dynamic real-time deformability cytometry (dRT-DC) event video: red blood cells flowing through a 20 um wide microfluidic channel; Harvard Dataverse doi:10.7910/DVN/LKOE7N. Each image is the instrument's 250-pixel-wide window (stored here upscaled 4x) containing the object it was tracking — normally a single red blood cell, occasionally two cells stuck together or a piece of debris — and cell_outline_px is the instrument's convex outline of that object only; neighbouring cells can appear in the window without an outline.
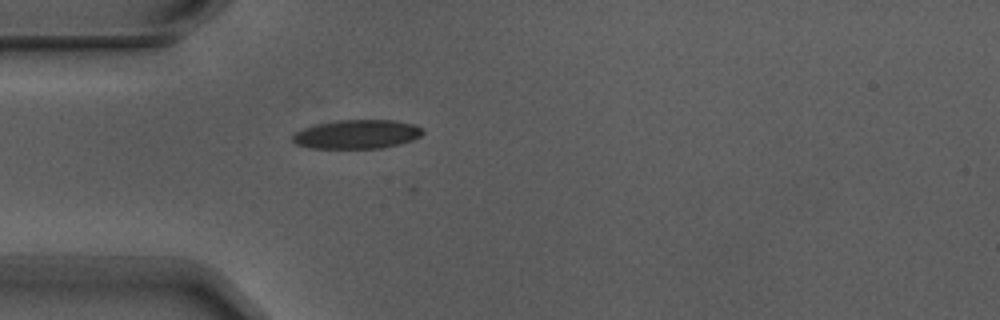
{"species": "Egyptian fruit bat (a non-hibernating species)", "species_latin": "Rousettus aegyptiacus", "temperature_condition": "warm", "stored_images_in_passage": 3, "camera_frame_rate_fps": 3000, "um_per_image_px": 0.085, "animal": {"sex": "male"}, "frame": {"image": 1, "passage_image": 3, "time_ms": 0.667, "image_size_px": [1000, 320], "cell_outline_px": [[424, 132], [420, 136], [412, 140], [380, 148], [312, 148], [296, 144], [292, 140], [292, 136], [296, 132], [304, 128], [320, 124], [340, 120], [396, 120], [416, 124], [424, 128]], "centroid_in_image_um": [30.39, 11.4], "position_along_channel_um": 54.6, "area_um2": 21.79}}